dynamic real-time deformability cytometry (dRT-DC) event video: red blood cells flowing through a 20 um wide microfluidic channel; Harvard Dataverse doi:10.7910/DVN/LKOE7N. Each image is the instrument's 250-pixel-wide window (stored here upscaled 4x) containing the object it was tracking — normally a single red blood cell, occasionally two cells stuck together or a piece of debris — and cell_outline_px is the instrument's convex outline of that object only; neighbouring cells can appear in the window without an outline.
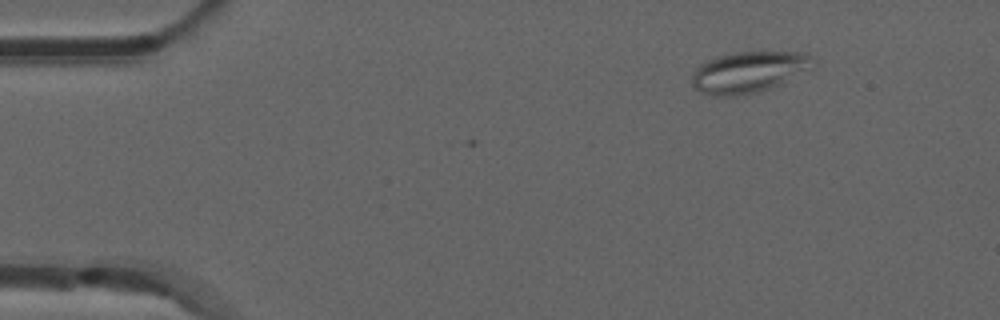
{"species": "common noctule bat (a hibernating species)", "species_latin": "Nyctalus noctula", "temperature_condition": "room temperature", "stored_images_in_passage": 3, "camera_frame_rate_fps": 3000, "um_per_image_px": 0.085, "animal": {"sex": "male", "forearm_length_mm": 52.5}, "frame": {"image": 1, "passage_image": 1, "time_ms": 0.0, "image_size_px": [1000, 320], "cell_outline_px": [[816, 64], [812, 68], [768, 88], [756, 92], [736, 96], [712, 96], [700, 92], [692, 88], [692, 72], [700, 64], [708, 60], [732, 52], [804, 52], [812, 56]], "centroid_in_image_um": [63.6, 6.12], "position_along_channel_um": 21.4, "area_um2": 28.96}}